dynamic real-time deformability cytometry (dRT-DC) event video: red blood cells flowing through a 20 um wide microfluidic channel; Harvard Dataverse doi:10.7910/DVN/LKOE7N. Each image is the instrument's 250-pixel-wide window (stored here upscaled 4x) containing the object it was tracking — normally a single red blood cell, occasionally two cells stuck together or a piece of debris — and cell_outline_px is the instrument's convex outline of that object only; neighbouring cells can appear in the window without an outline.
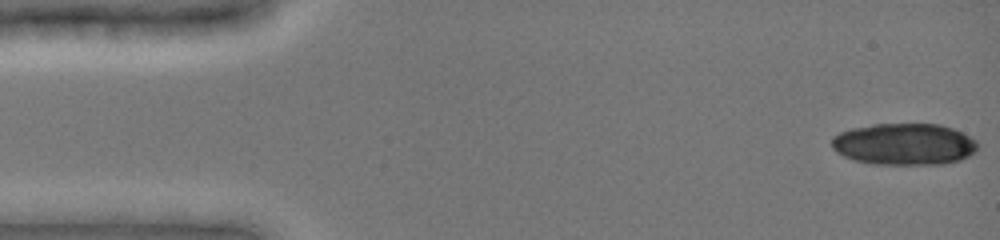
{"species": "common noctule bat (a hibernating species)", "species_latin": "Nyctalus noctula", "temperature_condition": "cold", "stored_images_in_passage": 13, "camera_frame_rate_fps": 3000, "um_per_image_px": 0.085, "animal": {"sex": "female", "body_mass_g": 19.0, "forearm_length_mm": 51.5}, "frame": {"image": 1, "passage_image": 1, "time_ms": 0.0, "image_size_px": [1000, 240], "cell_outline_px": [[976, 152], [960, 160], [944, 164], [872, 164], [852, 160], [836, 152], [832, 148], [832, 136], [840, 132], [852, 128], [872, 124], [940, 124], [952, 128], [976, 140]], "centroid_in_image_um": [76.82, 12.26], "position_along_channel_um": 8.2, "area_um2": 35.55}}